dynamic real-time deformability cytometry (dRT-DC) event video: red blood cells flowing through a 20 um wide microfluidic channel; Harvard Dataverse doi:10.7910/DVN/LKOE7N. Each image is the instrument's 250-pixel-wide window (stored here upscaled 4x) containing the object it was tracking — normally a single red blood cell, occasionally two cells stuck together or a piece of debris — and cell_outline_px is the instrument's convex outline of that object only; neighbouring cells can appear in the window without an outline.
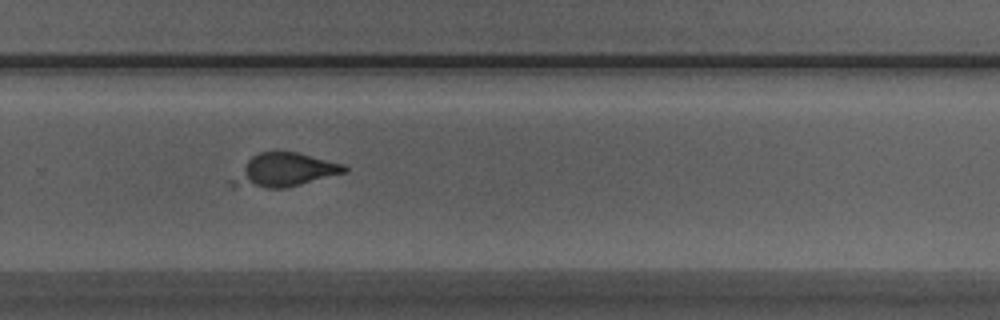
{"species": "Egyptian fruit bat (a non-hibernating species)", "species_latin": "Rousettus aegyptiacus", "temperature_condition": "warm", "stored_images_in_passage": 28, "camera_frame_rate_fps": 3000, "um_per_image_px": 0.085, "animal": {"sex": "male"}, "frame": {"image": 1, "passage_image": 18, "time_ms": 5.667, "image_size_px": [1000, 320], "cell_outline_px": [[348, 172], [284, 188], [264, 188], [228, 184], [228, 180], [252, 156], [260, 152], [296, 152], [344, 164], [348, 168]], "centroid_in_image_um": [24.17, 14.46], "position_along_channel_um": 305.6, "area_um2": 21.62}}